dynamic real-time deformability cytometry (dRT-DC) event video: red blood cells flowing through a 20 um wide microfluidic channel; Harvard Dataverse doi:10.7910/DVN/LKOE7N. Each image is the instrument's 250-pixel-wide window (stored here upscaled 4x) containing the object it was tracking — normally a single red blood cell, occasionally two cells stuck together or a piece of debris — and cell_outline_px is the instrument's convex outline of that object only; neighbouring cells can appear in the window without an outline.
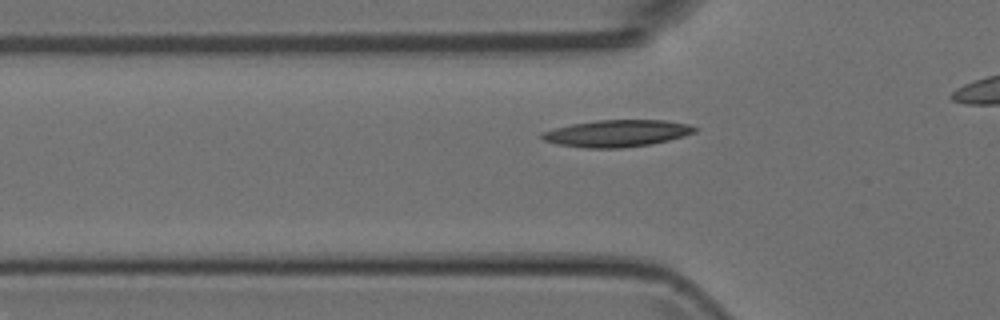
{"species": "Egyptian fruit bat (a non-hibernating species)", "species_latin": "Rousettus aegyptiacus", "temperature_condition": "room temperature", "stored_images_in_passage": 29, "camera_frame_rate_fps": 3000, "um_per_image_px": 0.085, "animal": {"sex": "female"}, "frame": {"image": 1, "passage_image": 4, "time_ms": 1.0, "image_size_px": [1000, 320], "cell_outline_px": [[700, 128], [696, 132], [684, 136], [652, 144], [620, 148], [584, 148], [560, 144], [544, 140], [540, 136], [540, 132], [572, 124], [596, 120], [664, 120], [688, 124]], "centroid_in_image_um": [52.47, 11.33], "position_along_channel_um": 73.3, "area_um2": 23.93}}
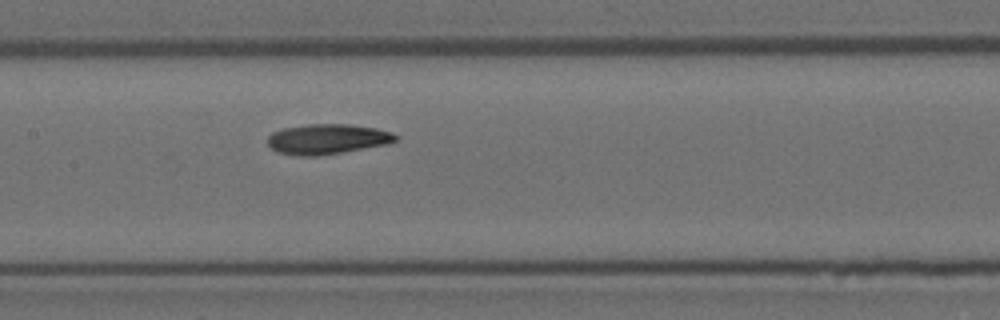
{"frame": {"image": 2, "passage_image": 12, "time_ms": 3.667, "image_size_px": [1000, 320], "cell_outline_px": [[396, 140], [388, 144], [316, 156], [296, 156], [276, 152], [268, 144], [268, 136], [272, 132], [284, 128], [308, 124], [348, 124], [376, 128], [392, 132], [396, 136]], "centroid_in_image_um": [27.78, 11.82], "position_along_channel_um": 179.6, "area_um2": 22.37}}
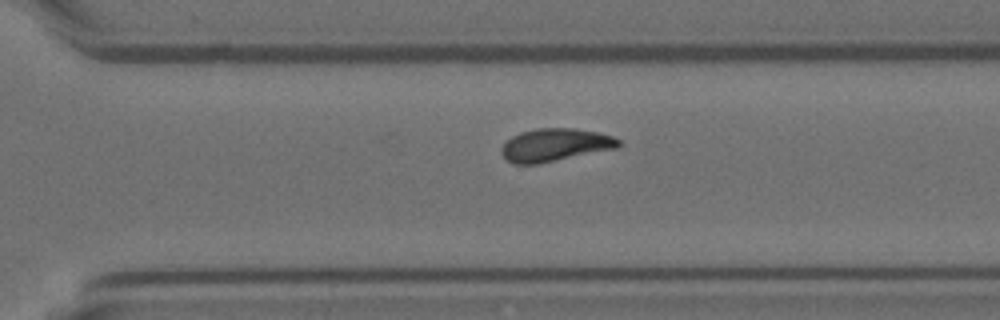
{"frame": {"image": 3, "passage_image": 23, "time_ms": 7.333, "image_size_px": [1000, 320], "cell_outline_px": [[620, 144], [616, 148], [540, 164], [512, 164], [500, 152], [500, 148], [512, 136], [520, 132], [536, 128], [572, 128], [600, 132], [612, 136], [620, 140]], "centroid_in_image_um": [47.17, 12.32], "position_along_channel_um": 323.4, "area_um2": 22.48}}